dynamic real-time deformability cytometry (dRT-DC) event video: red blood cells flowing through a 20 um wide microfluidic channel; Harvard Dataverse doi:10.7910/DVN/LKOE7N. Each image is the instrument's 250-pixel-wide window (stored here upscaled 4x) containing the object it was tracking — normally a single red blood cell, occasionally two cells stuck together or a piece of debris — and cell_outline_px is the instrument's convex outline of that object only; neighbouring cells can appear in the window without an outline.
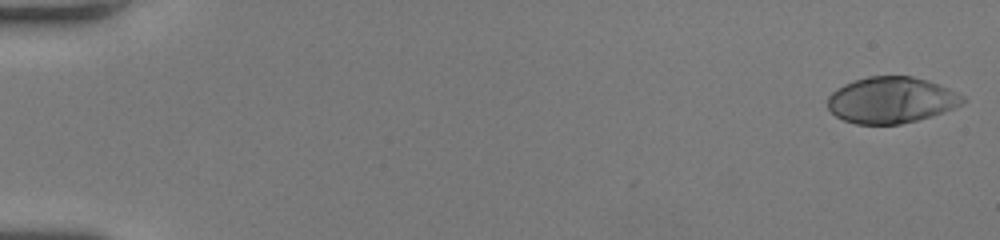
{"species": "human", "species_latin": "Homo sapiens", "temperature_condition": "room temperature", "stored_images_in_passage": 54, "camera_frame_rate_fps": 3000, "um_per_image_px": 0.085, "donor": {"sex": "female"}, "frame": {"image": 1, "passage_image": 1, "time_ms": 0.0, "image_size_px": [1000, 240], "cell_outline_px": [[964, 104], [916, 120], [900, 124], [856, 124], [844, 120], [836, 116], [828, 108], [828, 96], [836, 88], [844, 84], [868, 76], [912, 76], [948, 88], [964, 96]], "centroid_in_image_um": [75.72, 8.5], "position_along_channel_um": 9.3, "area_um2": 35.95}}
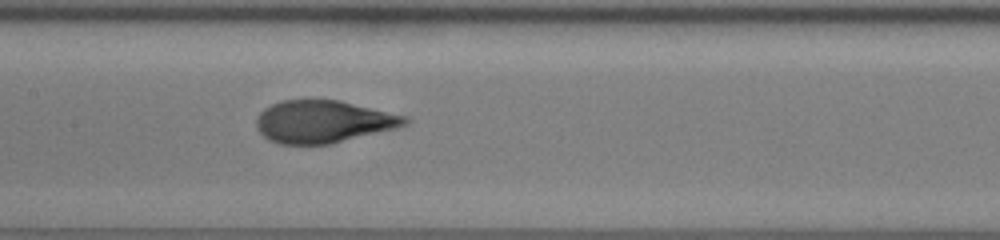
{"frame": {"image": 2, "passage_image": 28, "time_ms": 9.0, "image_size_px": [1000, 240], "cell_outline_px": [[408, 124], [396, 128], [328, 144], [280, 144], [268, 140], [256, 128], [256, 120], [260, 112], [264, 108], [272, 104], [284, 100], [336, 100], [404, 116], [408, 120]], "centroid_in_image_um": [27.41, 10.35], "position_along_channel_um": 180.0, "area_um2": 36.07}}
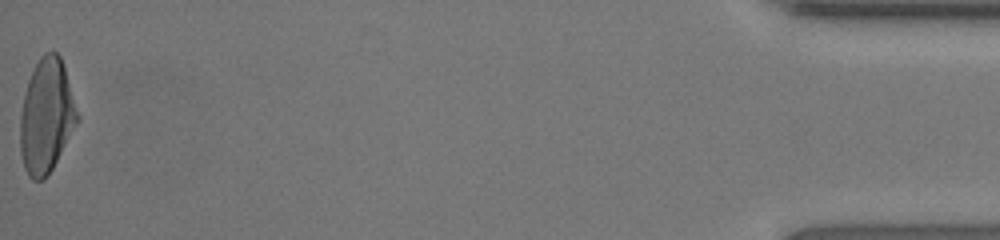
{"frame": {"image": 3, "passage_image": 54, "time_ms": 17.667, "image_size_px": [1000, 240], "cell_outline_px": [[80, 120], [52, 168], [44, 180], [32, 180], [28, 176], [24, 168], [20, 152], [20, 116], [24, 96], [28, 80], [40, 56], [44, 52], [56, 52], [60, 56], [80, 116]], "centroid_in_image_um": [3.95, 9.89], "position_along_channel_um": 431.3, "area_um2": 37.97}, "authors_computed_cell_mechanics": {"area_um2": 37.0498, "velocity_mm_per_s": 3.9651, "shape_relaxation_time_tau1_ms": 4.4704, "shape_relaxation_time_tau2_ms": null, "deformation_change_tau1": 0.2297, "deformation_change_tau2": null}}